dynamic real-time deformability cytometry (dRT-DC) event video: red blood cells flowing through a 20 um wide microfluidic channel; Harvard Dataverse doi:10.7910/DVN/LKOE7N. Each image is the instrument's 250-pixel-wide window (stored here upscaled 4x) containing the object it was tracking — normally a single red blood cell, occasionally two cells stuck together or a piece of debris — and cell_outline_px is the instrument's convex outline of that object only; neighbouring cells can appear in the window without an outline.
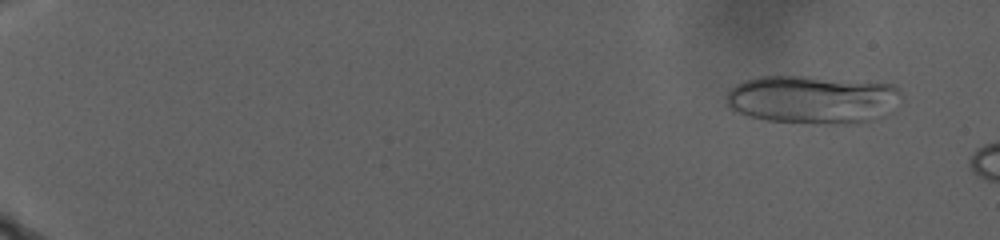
{"species": "human", "species_latin": "Homo sapiens", "temperature_condition": "warm", "stored_images_in_passage": 30, "camera_frame_rate_fps": 3000, "um_per_image_px": 0.085, "donor": {"sex": "male"}, "frame": {"image": 1, "passage_image": 9, "time_ms": 2.667, "image_size_px": [1000, 240], "cell_outline_px": [[904, 96], [868, 120], [848, 124], [804, 124], [768, 120], [748, 116], [736, 112], [728, 108], [728, 92], [736, 84], [744, 80], [756, 76], [804, 76], [892, 84], [900, 88]], "centroid_in_image_um": [68.96, 8.45], "position_along_channel_um": 16.0, "area_um2": 48.73}}